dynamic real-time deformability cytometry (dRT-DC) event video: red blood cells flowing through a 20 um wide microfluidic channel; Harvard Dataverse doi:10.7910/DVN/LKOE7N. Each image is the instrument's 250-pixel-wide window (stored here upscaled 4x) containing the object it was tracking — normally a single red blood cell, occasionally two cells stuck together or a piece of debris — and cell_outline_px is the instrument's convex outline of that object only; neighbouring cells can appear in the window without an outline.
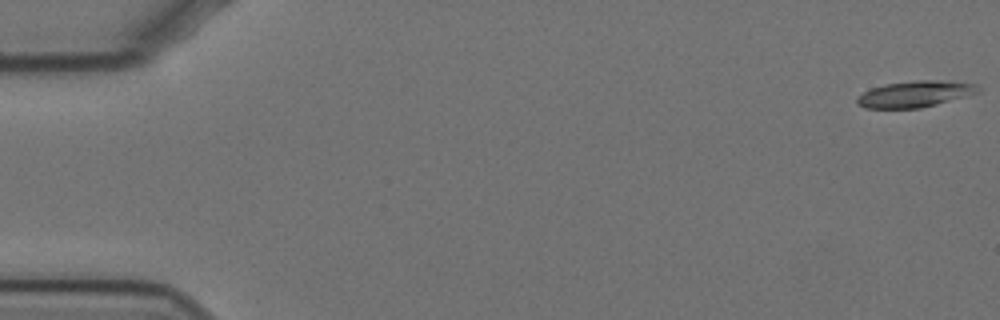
{"species": "Egyptian fruit bat (a non-hibernating species)", "species_latin": "Rousettus aegyptiacus", "temperature_condition": "cold", "stored_images_in_passage": 15, "camera_frame_rate_fps": 3000, "um_per_image_px": 0.085, "animal": {"sex": "female"}, "frame": {"image": 1, "passage_image": 1, "time_ms": 0.0, "image_size_px": [1000, 320], "cell_outline_px": [[980, 92], [936, 104], [920, 108], [864, 108], [856, 104], [856, 96], [872, 88], [884, 84], [916, 80], [940, 80], [976, 84], [980, 88]], "centroid_in_image_um": [77.74, 7.99], "position_along_channel_um": 7.3, "area_um2": 18.5}}
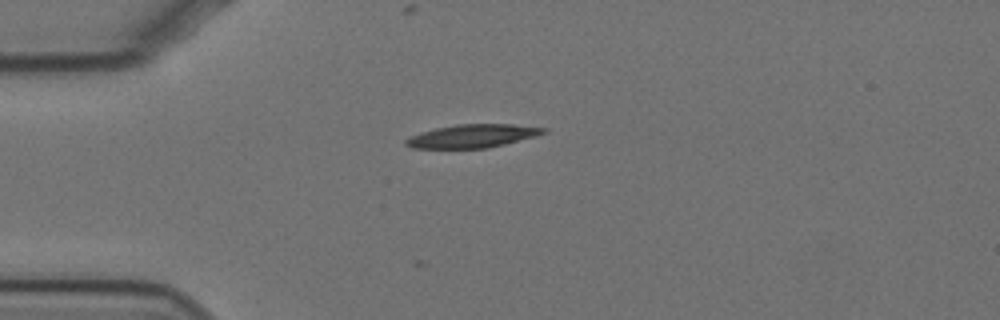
{"frame": {"image": 2, "passage_image": 15, "time_ms": 4.667, "image_size_px": [1000, 320], "cell_outline_px": [[548, 132], [536, 136], [488, 148], [412, 148], [404, 144], [404, 140], [420, 132], [436, 128], [460, 124], [512, 124], [548, 128]], "centroid_in_image_um": [40.19, 11.56], "position_along_channel_um": 44.8, "area_um2": 18.61}}